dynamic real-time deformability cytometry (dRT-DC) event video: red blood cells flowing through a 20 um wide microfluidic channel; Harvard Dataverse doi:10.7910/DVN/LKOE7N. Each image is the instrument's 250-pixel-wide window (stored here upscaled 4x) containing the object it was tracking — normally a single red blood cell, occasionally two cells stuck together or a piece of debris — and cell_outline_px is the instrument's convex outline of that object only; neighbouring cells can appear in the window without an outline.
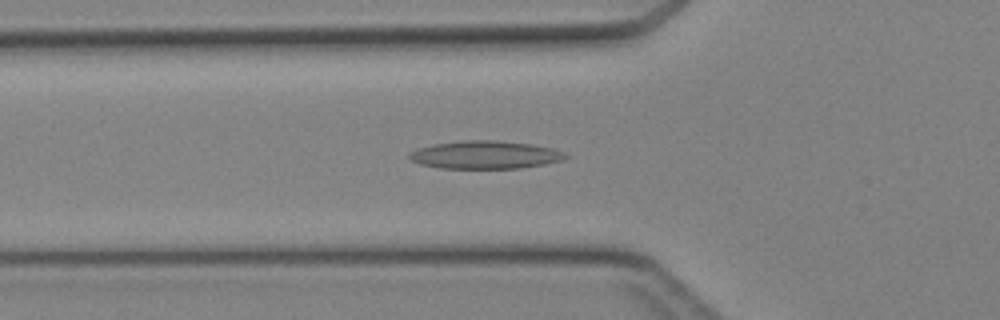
{"species": "Egyptian fruit bat (a non-hibernating species)", "species_latin": "Rousettus aegyptiacus", "temperature_condition": "cold", "stored_images_in_passage": 44, "camera_frame_rate_fps": 3000, "um_per_image_px": 0.085, "animal": {"sex": "female"}, "frame": {"image": 1, "passage_image": 15, "time_ms": 4.667, "image_size_px": [1000, 320], "cell_outline_px": [[568, 156], [564, 160], [544, 164], [520, 168], [440, 168], [420, 164], [412, 160], [408, 156], [408, 152], [416, 148], [432, 144], [464, 140], [492, 140], [528, 144], [552, 148], [564, 152]], "centroid_in_image_um": [41.2, 13.16], "position_along_channel_um": 84.6, "area_um2": 25.37}}
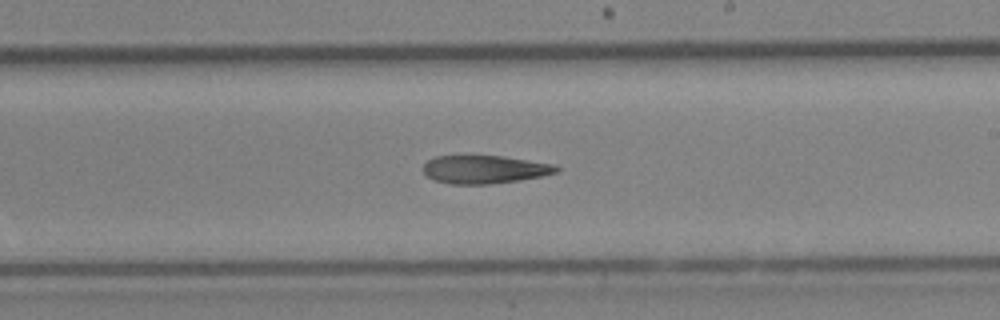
{"frame": {"image": 2, "passage_image": 26, "time_ms": 8.333, "image_size_px": [1000, 320], "cell_outline_px": [[560, 172], [520, 180], [488, 184], [448, 184], [436, 180], [428, 176], [424, 172], [424, 164], [428, 160], [436, 156], [500, 156], [556, 164], [560, 168]], "centroid_in_image_um": [41.23, 14.4], "position_along_channel_um": 247.8, "area_um2": 21.73}}
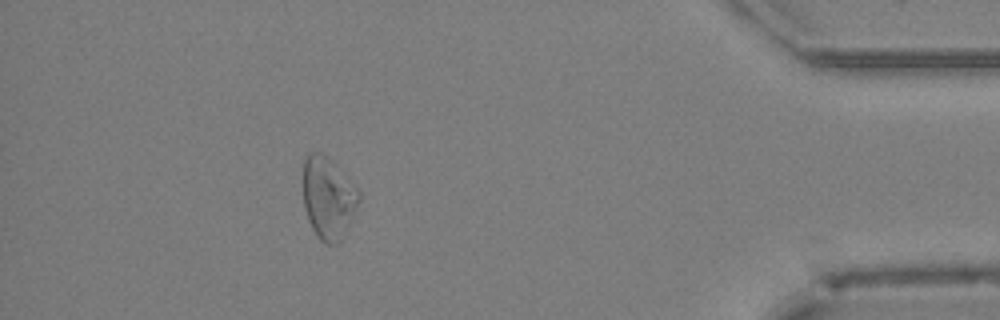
{"frame": {"image": 3, "passage_image": 40, "time_ms": 13.0, "image_size_px": [1000, 320], "cell_outline_px": [[360, 200], [340, 240], [336, 244], [324, 244], [316, 236], [308, 220], [304, 204], [304, 156], [308, 152], [320, 152], [328, 156], [336, 164], [360, 192]], "centroid_in_image_um": [27.88, 16.79], "position_along_channel_um": 407.3, "area_um2": 26.47}}